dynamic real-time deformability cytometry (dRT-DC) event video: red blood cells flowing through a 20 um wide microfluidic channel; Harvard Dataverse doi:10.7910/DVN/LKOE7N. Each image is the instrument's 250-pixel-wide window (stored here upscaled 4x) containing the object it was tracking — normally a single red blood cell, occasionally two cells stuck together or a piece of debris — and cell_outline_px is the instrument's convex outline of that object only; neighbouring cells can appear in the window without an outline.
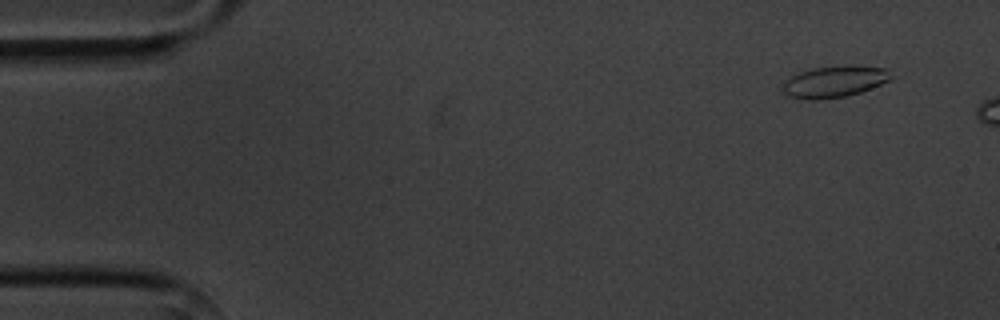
{"species": "common noctule bat (a hibernating species)", "species_latin": "Nyctalus noctula", "temperature_condition": "cold", "stored_images_in_passage": 6, "camera_frame_rate_fps": 3000, "um_per_image_px": 0.085, "animal": {"sex": "male", "body_mass_g": 20.1, "forearm_length_mm": 53.5}, "frame": {"image": 1, "passage_image": 2, "time_ms": 1.0, "image_size_px": [1000, 320], "cell_outline_px": [[896, 76], [892, 80], [860, 92], [848, 96], [816, 100], [812, 100], [788, 96], [784, 92], [784, 80], [800, 72], [812, 68], [844, 64], [856, 64], [888, 68]], "centroid_in_image_um": [71.04, 6.9], "position_along_channel_um": 14.0, "area_um2": 20.46}}